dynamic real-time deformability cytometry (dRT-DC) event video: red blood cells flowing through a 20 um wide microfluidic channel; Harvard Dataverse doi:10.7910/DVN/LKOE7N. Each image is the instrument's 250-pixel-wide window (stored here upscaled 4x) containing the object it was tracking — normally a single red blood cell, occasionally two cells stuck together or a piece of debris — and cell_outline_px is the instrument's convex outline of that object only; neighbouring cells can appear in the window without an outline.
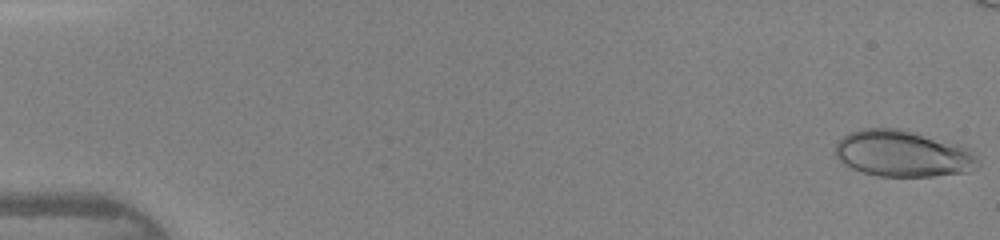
{"species": "human", "species_latin": "Homo sapiens", "temperature_condition": "warm", "stored_images_in_passage": 43, "camera_frame_rate_fps": 3000, "um_per_image_px": 0.085, "donor": {"sex": "female"}, "frame": {"image": 1, "passage_image": 1, "time_ms": 0.0, "image_size_px": [1000, 240], "cell_outline_px": [[980, 164], [976, 168], [968, 172], [932, 176], [880, 176], [860, 172], [844, 164], [836, 156], [836, 144], [848, 132], [860, 128], [900, 128], [972, 148], [980, 160]], "centroid_in_image_um": [76.78, 13.06], "position_along_channel_um": 8.2, "area_um2": 38.9}}
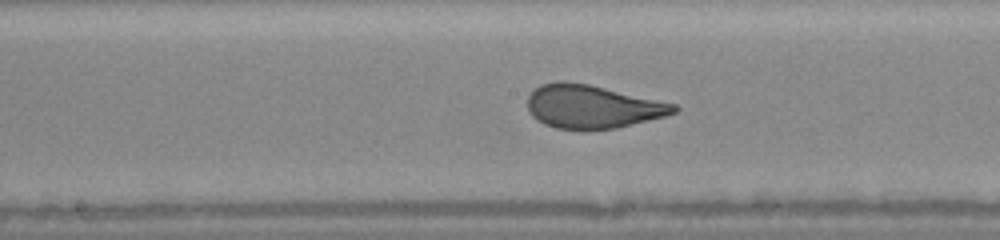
{"frame": {"image": 2, "passage_image": 25, "time_ms": 8.0, "image_size_px": [1000, 240], "cell_outline_px": [[680, 108], [676, 112], [664, 116], [616, 128], [588, 132], [584, 132], [556, 128], [544, 124], [532, 116], [528, 112], [528, 96], [540, 84], [560, 80], [564, 80], [588, 84], [676, 104]], "centroid_in_image_um": [50.31, 9.09], "position_along_channel_um": 197.9, "area_um2": 37.4}}
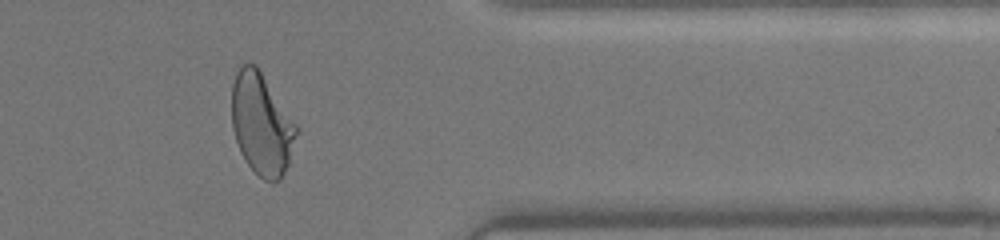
{"frame": {"image": 3, "passage_image": 39, "time_ms": 12.667, "image_size_px": [1000, 240], "cell_outline_px": [[296, 132], [288, 164], [280, 180], [272, 184], [264, 180], [248, 164], [240, 152], [232, 128], [232, 84], [236, 72], [248, 60], [256, 64], [296, 124]], "centroid_in_image_um": [22.2, 10.53], "position_along_channel_um": 389.2, "area_um2": 37.92}, "authors_computed_cell_mechanics": {"area_um2": 37.3966, "velocity_mm_per_s": 4.364, "shape_relaxation_time_tau1_ms": 5.3591, "shape_relaxation_time_tau2_ms": null, "deformation_change_tau1": 0.2102, "deformation_change_tau2": null}}